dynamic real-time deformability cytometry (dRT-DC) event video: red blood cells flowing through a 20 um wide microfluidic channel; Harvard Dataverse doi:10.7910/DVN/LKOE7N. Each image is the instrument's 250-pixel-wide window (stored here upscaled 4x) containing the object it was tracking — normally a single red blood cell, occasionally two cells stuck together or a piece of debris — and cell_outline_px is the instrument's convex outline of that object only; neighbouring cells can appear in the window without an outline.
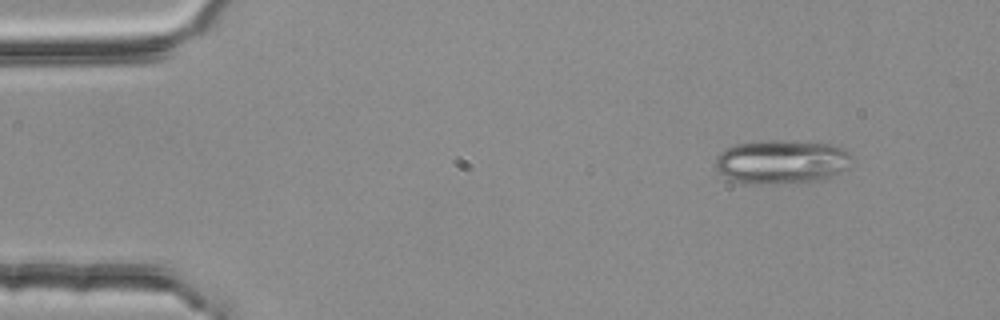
{"species": "common noctule bat (a hibernating species)", "species_latin": "Nyctalus noctula", "temperature_condition": "room temperature", "stored_images_in_passage": 3, "camera_frame_rate_fps": 3000, "um_per_image_px": 0.085, "animal": {"sex": "female", "body_mass_g": 25.1}, "frame": {"image": 1, "passage_image": 1, "time_ms": 0.0, "image_size_px": [1000, 320], "cell_outline_px": [[852, 156], [848, 168], [824, 180], [776, 184], [748, 184], [732, 180], [724, 176], [716, 168], [716, 156], [724, 148], [736, 144], [760, 140], [776, 140], [832, 144], [848, 152]], "centroid_in_image_um": [66.41, 13.76], "position_along_channel_um": 18.6, "area_um2": 35.2}}